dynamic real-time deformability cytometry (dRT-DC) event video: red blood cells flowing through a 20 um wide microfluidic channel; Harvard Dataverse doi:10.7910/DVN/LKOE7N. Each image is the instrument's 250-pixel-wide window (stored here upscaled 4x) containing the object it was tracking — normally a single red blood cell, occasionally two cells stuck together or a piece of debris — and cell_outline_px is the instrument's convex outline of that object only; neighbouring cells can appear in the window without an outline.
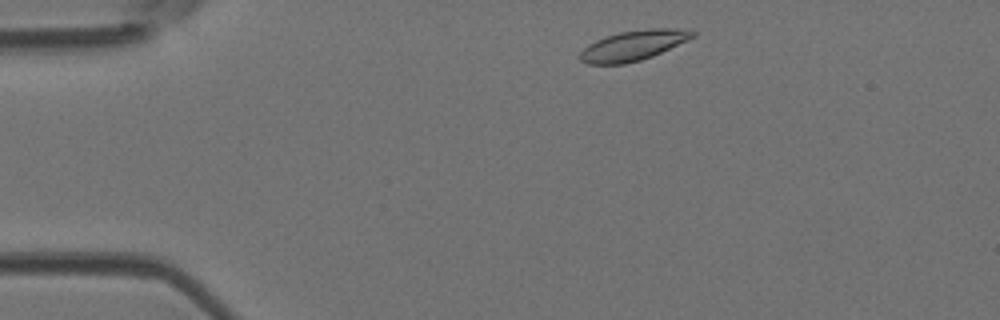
{"species": "Egyptian fruit bat (a non-hibernating species)", "species_latin": "Rousettus aegyptiacus", "temperature_condition": "room temperature", "stored_images_in_passage": 3, "camera_frame_rate_fps": 3000, "um_per_image_px": 0.085, "animal": {"sex": "female"}, "frame": {"image": 1, "passage_image": 1, "time_ms": 0.0, "image_size_px": [1000, 320], "cell_outline_px": [[696, 36], [688, 40], [652, 56], [640, 60], [624, 64], [588, 64], [580, 60], [580, 52], [588, 44], [596, 40], [620, 32], [648, 28], [676, 28], [696, 32]], "centroid_in_image_um": [53.83, 3.86], "position_along_channel_um": 31.2, "area_um2": 19.59}}
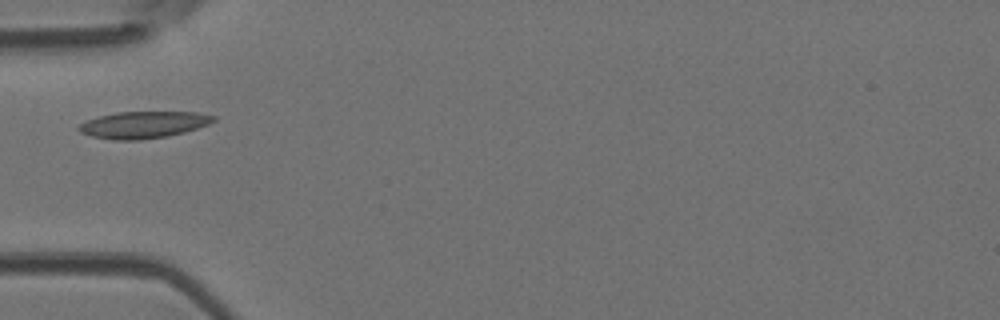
{"frame": {"image": 2, "passage_image": 3, "time_ms": 0.667, "image_size_px": [1000, 320], "cell_outline_px": [[216, 120], [208, 124], [184, 132], [168, 136], [140, 140], [112, 140], [92, 136], [80, 132], [76, 128], [80, 124], [88, 120], [100, 116], [116, 112], [196, 112], [216, 116]], "centroid_in_image_um": [12.19, 10.61], "position_along_channel_um": 72.8, "area_um2": 20.98}}